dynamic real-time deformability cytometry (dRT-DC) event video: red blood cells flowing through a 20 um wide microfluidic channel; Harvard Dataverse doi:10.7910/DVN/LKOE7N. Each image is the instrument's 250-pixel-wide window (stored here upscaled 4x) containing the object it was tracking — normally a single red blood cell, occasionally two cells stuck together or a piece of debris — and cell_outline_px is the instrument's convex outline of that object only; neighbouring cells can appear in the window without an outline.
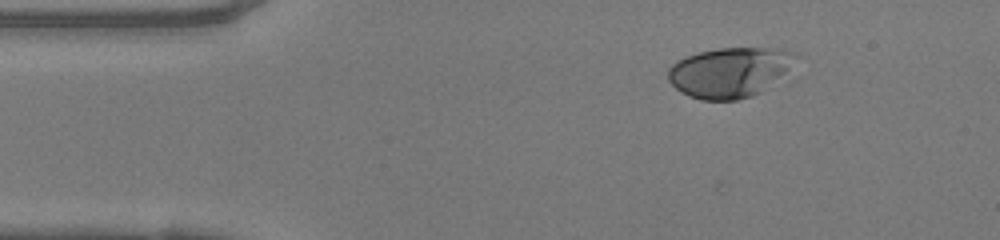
{"species": "human", "species_latin": "Homo sapiens", "temperature_condition": "warm", "stored_images_in_passage": 43, "camera_frame_rate_fps": 3000, "um_per_image_px": 0.085, "donor": {"sex": "female"}, "frame": {"image": 1, "passage_image": 1, "time_ms": 0.0, "image_size_px": [1000, 240], "cell_outline_px": [[800, 56], [784, 72], [760, 92], [752, 96], [736, 100], [700, 100], [688, 96], [680, 92], [668, 80], [668, 68], [672, 64], [684, 56], [700, 52], [720, 48], [776, 48], [796, 52]], "centroid_in_image_um": [61.98, 6.14], "position_along_channel_um": 23.0, "area_um2": 36.99}}
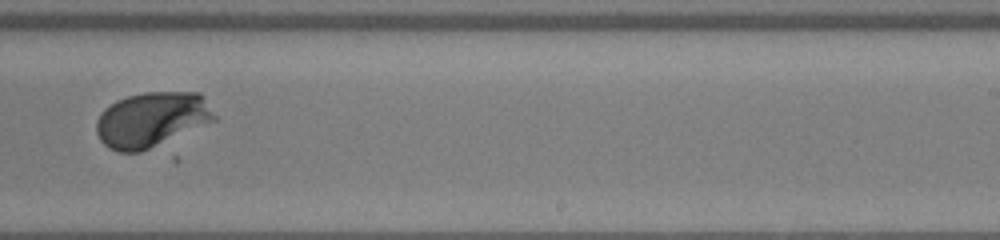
{"frame": {"image": 2, "passage_image": 24, "time_ms": 7.667, "image_size_px": [1000, 240], "cell_outline_px": [[216, 120], [140, 152], [116, 152], [108, 148], [100, 140], [96, 132], [96, 120], [100, 112], [104, 108], [116, 100], [128, 96], [144, 92], [200, 92], [204, 96], [216, 116]], "centroid_in_image_um": [12.86, 10.15], "position_along_channel_um": 276.1, "area_um2": 37.92}}
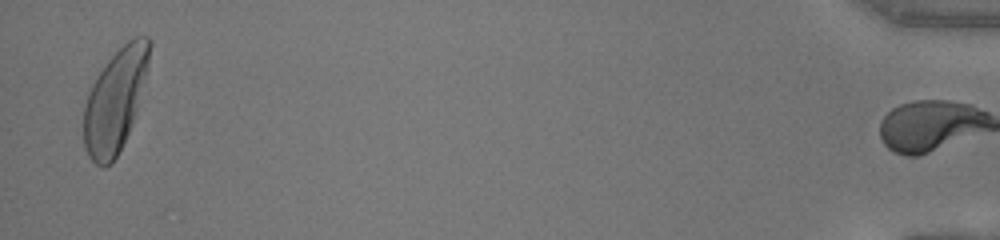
{"frame": {"image": 3, "passage_image": 42, "time_ms": 13.667, "image_size_px": [1000, 240], "cell_outline_px": [[152, 44], [148, 64], [132, 124], [112, 164], [104, 168], [96, 164], [88, 156], [84, 148], [84, 108], [88, 92], [96, 76], [108, 60], [132, 36], [148, 36], [152, 40]], "centroid_in_image_um": [9.78, 8.52], "position_along_channel_um": 425.4, "area_um2": 38.84}, "authors_computed_cell_mechanics": {"area_um2": 37.8012, "velocity_mm_per_s": 4.1336, "shape_relaxation_time_tau1_ms": 8.2204, "shape_relaxation_time_tau2_ms": null, "deformation_change_tau1": 0.3265, "deformation_change_tau2": null}}